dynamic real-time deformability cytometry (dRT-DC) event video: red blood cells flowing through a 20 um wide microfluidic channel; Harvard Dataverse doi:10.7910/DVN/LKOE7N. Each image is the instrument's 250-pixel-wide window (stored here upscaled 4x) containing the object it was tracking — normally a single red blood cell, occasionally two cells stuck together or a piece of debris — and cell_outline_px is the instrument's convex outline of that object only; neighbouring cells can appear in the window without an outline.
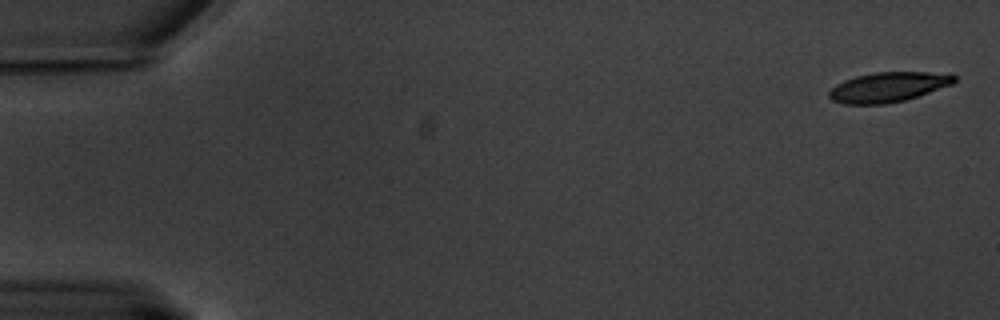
{"species": "common noctule bat (a hibernating species)", "species_latin": "Nyctalus noctula", "temperature_condition": "warm", "stored_images_in_passage": 61, "camera_frame_rate_fps": 3000, "um_per_image_px": 0.085, "animal": {"sex": "male", "body_mass_g": 20.1, "forearm_length_mm": 53.5}, "frame": {"image": 1, "passage_image": 2, "time_ms": 0.333, "image_size_px": [1000, 320], "cell_outline_px": [[956, 80], [952, 84], [904, 100], [884, 104], [844, 104], [832, 100], [828, 96], [828, 92], [836, 84], [844, 80], [856, 76], [876, 72], [928, 72], [956, 76]], "centroid_in_image_um": [75.43, 7.4], "position_along_channel_um": 9.6, "area_um2": 21.44}}
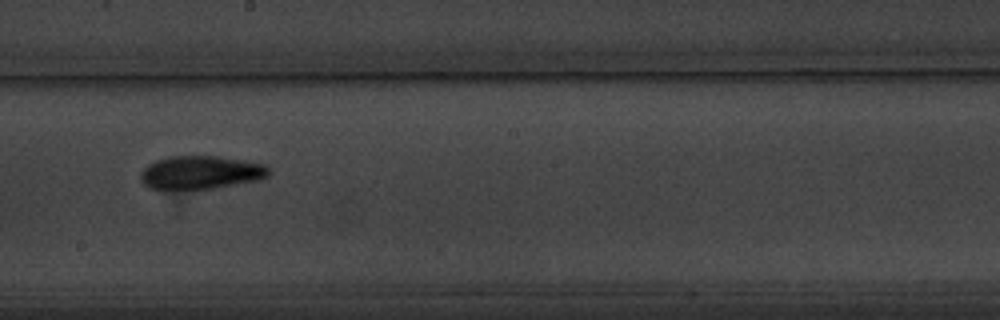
{"frame": {"image": 2, "passage_image": 35, "time_ms": 11.333, "image_size_px": [1000, 320], "cell_outline_px": [[272, 172], [268, 176], [260, 180], [212, 188], [168, 192], [160, 192], [148, 188], [140, 180], [140, 172], [148, 164], [156, 160], [168, 156], [216, 156], [244, 160], [264, 164]], "centroid_in_image_um": [16.99, 14.7], "position_along_channel_um": 231.2, "area_um2": 25.78}}
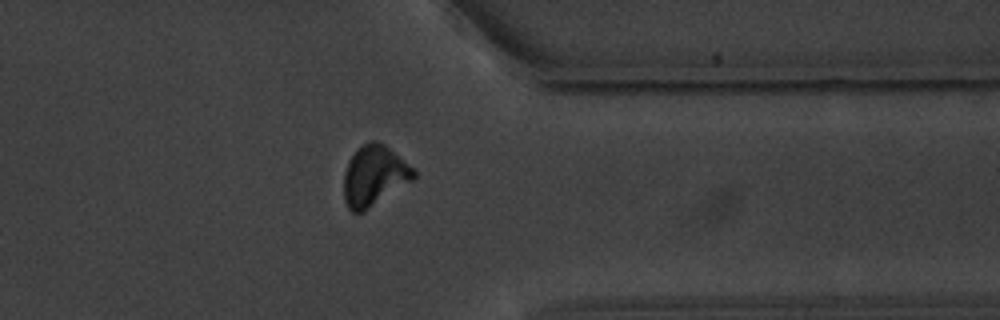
{"frame": {"image": 3, "passage_image": 49, "time_ms": 16.0, "image_size_px": [1000, 320], "cell_outline_px": [[416, 176], [412, 180], [364, 212], [352, 212], [348, 208], [344, 200], [344, 172], [348, 160], [356, 148], [368, 140], [376, 140], [384, 144], [416, 168]], "centroid_in_image_um": [31.8, 14.91], "position_along_channel_um": 379.6, "area_um2": 24.91}, "authors_computed_cell_mechanics": {"area_um2": 23.698, "velocity_mm_per_s": 3.313, "shape_relaxation_time_tau1_ms": 3.7368, "shape_relaxation_time_tau2_ms": 3.6934, "deformation_change_tau1": 0.1475, "deformation_change_tau2": 0.1074}}